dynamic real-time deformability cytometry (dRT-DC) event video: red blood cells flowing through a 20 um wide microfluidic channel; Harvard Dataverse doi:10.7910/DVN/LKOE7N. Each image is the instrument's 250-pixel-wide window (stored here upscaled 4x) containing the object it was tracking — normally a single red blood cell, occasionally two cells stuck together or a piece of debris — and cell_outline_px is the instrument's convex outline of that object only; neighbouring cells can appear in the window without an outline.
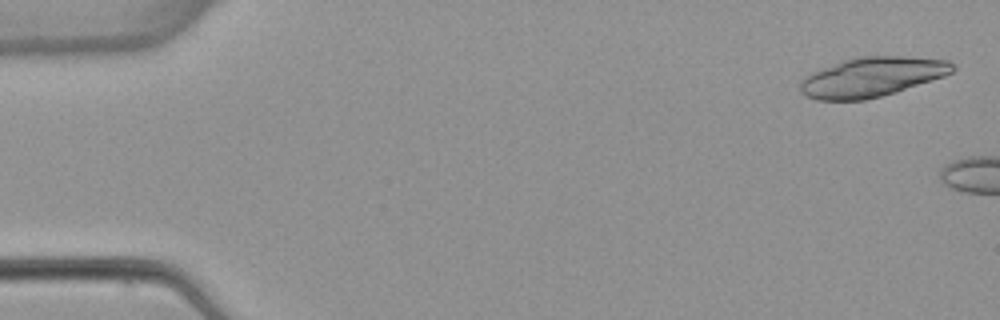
{"species": "common noctule bat (a hibernating species)", "species_latin": "Nyctalus noctula", "temperature_condition": "warm", "stored_images_in_passage": 15, "camera_frame_rate_fps": 3000, "um_per_image_px": 0.085, "animal": {"sex": "female", "body_mass_g": 22.7, "forearm_length_mm": 54.2}, "frame": {"image": 1, "passage_image": 1, "time_ms": 0.0, "image_size_px": [1000, 320], "cell_outline_px": [[956, 68], [952, 72], [944, 76], [896, 92], [864, 100], [816, 100], [800, 92], [800, 80], [804, 76], [812, 72], [844, 60], [860, 56], [900, 56], [948, 60]], "centroid_in_image_um": [74.09, 6.55], "position_along_channel_um": 10.9, "area_um2": 34.91}}